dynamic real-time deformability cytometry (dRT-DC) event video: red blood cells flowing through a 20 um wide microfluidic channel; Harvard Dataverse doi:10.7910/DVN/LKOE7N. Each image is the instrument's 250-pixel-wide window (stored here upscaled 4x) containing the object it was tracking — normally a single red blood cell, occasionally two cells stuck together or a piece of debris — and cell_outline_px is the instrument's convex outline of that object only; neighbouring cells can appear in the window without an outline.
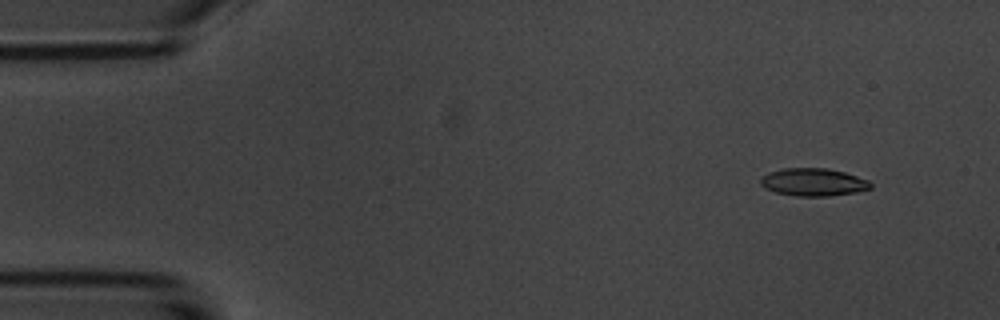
{"species": "common noctule bat (a hibernating species)", "species_latin": "Nyctalus noctula", "temperature_condition": "room temperature", "stored_images_in_passage": 5, "camera_frame_rate_fps": 3000, "um_per_image_px": 0.085, "animal": {"sex": "male", "body_mass_g": 20.1, "forearm_length_mm": 53.5}, "frame": {"image": 1, "passage_image": 2, "time_ms": 1.333, "image_size_px": [1000, 320], "cell_outline_px": [[872, 188], [856, 192], [828, 196], [796, 196], [776, 192], [764, 188], [760, 184], [760, 176], [768, 172], [784, 168], [828, 168], [844, 172], [868, 180], [872, 184]], "centroid_in_image_um": [69.1, 15.48], "position_along_channel_um": 15.9, "area_um2": 17.86}}
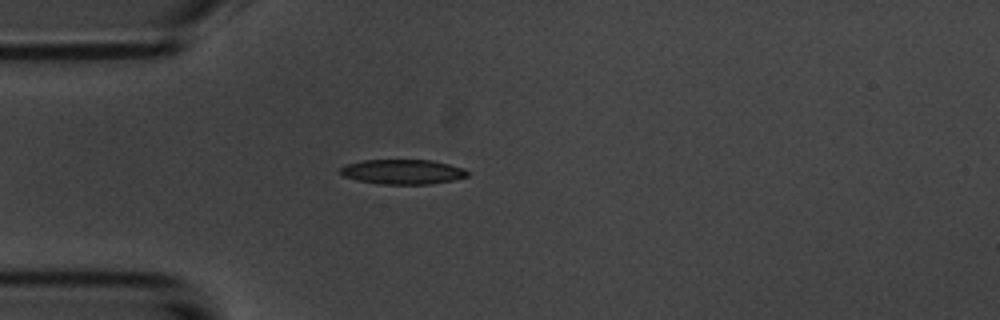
{"frame": {"image": 2, "passage_image": 5, "time_ms": 4.667, "image_size_px": [1000, 320], "cell_outline_px": [[468, 176], [452, 180], [428, 184], [380, 184], [360, 180], [344, 176], [336, 172], [340, 168], [348, 164], [364, 160], [432, 160], [464, 168], [468, 172]], "centroid_in_image_um": [34.22, 14.6], "position_along_channel_um": 50.8, "area_um2": 18.21}}